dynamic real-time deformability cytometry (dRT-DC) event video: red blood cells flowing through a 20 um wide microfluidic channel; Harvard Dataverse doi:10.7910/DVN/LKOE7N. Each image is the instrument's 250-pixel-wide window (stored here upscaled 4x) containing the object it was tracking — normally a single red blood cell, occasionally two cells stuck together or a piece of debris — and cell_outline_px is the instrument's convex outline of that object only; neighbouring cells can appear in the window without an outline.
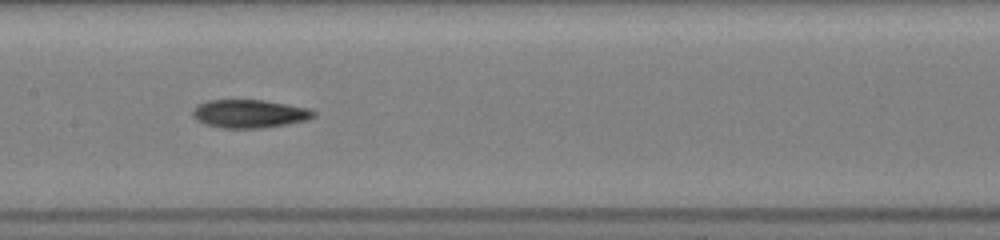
{"species": "common noctule bat (a hibernating species)", "species_latin": "Nyctalus noctula", "temperature_condition": "room temperature", "stored_images_in_passage": 25, "camera_frame_rate_fps": 3000, "um_per_image_px": 0.085, "animal": {"sex": "female", "body_mass_g": 19.5, "forearm_length_mm": 54.1}, "frame": {"image": 1, "passage_image": 18, "time_ms": 8.667, "image_size_px": [1000, 240], "cell_outline_px": [[316, 116], [308, 120], [288, 124], [260, 128], [220, 128], [204, 124], [196, 120], [192, 116], [192, 108], [196, 104], [208, 100], [264, 100], [312, 108], [316, 112]], "centroid_in_image_um": [21.21, 9.66], "position_along_channel_um": 186.2, "area_um2": 20.35}}